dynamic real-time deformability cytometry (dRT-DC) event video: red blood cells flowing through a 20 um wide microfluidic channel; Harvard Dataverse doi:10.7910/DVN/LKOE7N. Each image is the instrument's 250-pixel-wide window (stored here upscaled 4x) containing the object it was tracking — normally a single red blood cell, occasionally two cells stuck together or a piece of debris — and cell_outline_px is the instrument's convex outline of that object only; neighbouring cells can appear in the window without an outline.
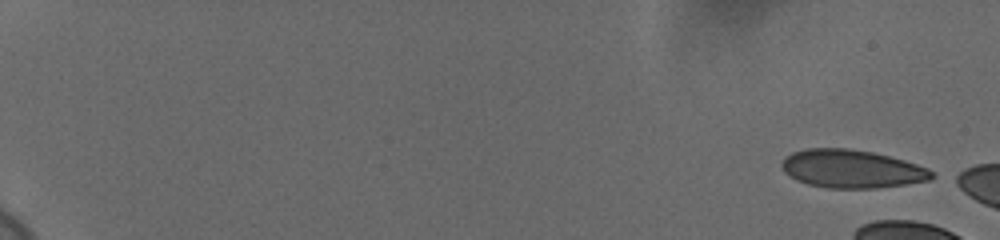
{"species": "human", "species_latin": "Homo sapiens", "temperature_condition": "cold", "stored_images_in_passage": 9, "camera_frame_rate_fps": 3000, "um_per_image_px": 0.085, "donor": {"sex": "female"}, "frame": {"image": 1, "passage_image": 1, "time_ms": 0.0, "image_size_px": [1000, 240], "cell_outline_px": [[936, 176], [928, 180], [904, 184], [876, 188], [828, 188], [808, 184], [796, 180], [784, 172], [780, 164], [784, 156], [792, 152], [808, 148], [848, 148], [872, 152], [904, 160], [928, 168]], "centroid_in_image_um": [72.35, 14.35], "position_along_channel_um": 12.6, "area_um2": 33.35}}